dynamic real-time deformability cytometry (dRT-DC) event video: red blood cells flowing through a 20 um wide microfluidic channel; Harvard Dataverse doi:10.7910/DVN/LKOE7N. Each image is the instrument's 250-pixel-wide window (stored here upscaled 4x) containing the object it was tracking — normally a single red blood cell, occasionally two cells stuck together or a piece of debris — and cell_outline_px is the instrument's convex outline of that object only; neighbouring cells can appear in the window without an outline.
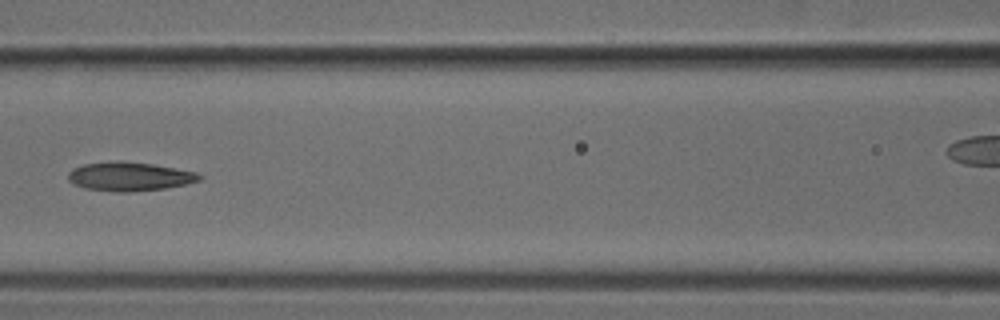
{"species": "common noctule bat (a hibernating species)", "species_latin": "Nyctalus noctula", "temperature_condition": "cold", "stored_images_in_passage": 7, "camera_frame_rate_fps": 3000, "um_per_image_px": 0.085, "animal": {"sex": "male", "body_mass_g": 18.8}, "frame": {"image": 1, "passage_image": 6, "time_ms": 1.667, "image_size_px": [1000, 320], "cell_outline_px": [[204, 176], [200, 180], [184, 184], [164, 188], [132, 192], [112, 192], [84, 188], [68, 180], [68, 172], [72, 168], [84, 164], [152, 164], [196, 172]], "centroid_in_image_um": [11.02, 15.05], "position_along_channel_um": 155.6, "area_um2": 21.1}}